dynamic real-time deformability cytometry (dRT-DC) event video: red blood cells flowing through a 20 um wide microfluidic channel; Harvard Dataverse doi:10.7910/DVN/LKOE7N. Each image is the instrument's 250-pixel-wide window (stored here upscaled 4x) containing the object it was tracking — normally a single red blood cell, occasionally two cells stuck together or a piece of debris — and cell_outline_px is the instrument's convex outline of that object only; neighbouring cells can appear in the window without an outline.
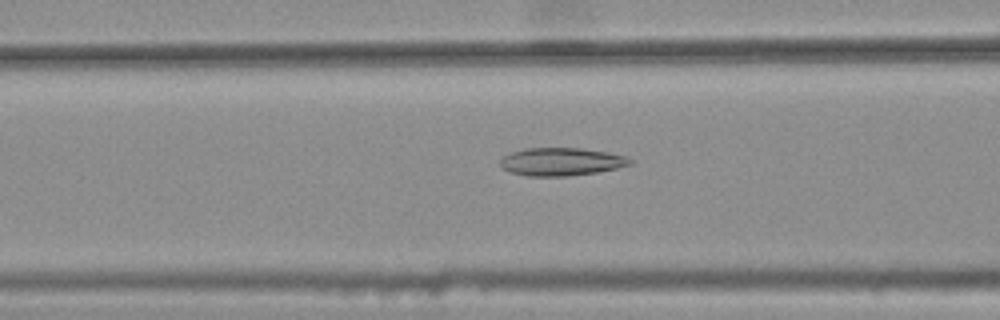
{"species": "common noctule bat (a hibernating species)", "species_latin": "Nyctalus noctula", "temperature_condition": "warm", "stored_images_in_passage": 46, "camera_frame_rate_fps": 3000, "um_per_image_px": 0.085, "animal": {"sex": "female", "body_mass_g": 25.1}, "frame": {"image": 1, "passage_image": 20, "time_ms": 6.333, "image_size_px": [1000, 320], "cell_outline_px": [[632, 164], [616, 168], [596, 172], [568, 176], [528, 176], [512, 172], [500, 168], [500, 160], [504, 156], [512, 152], [524, 148], [580, 148], [608, 152], [624, 156], [632, 160]], "centroid_in_image_um": [47.68, 13.74], "position_along_channel_um": 118.9, "area_um2": 21.04}}
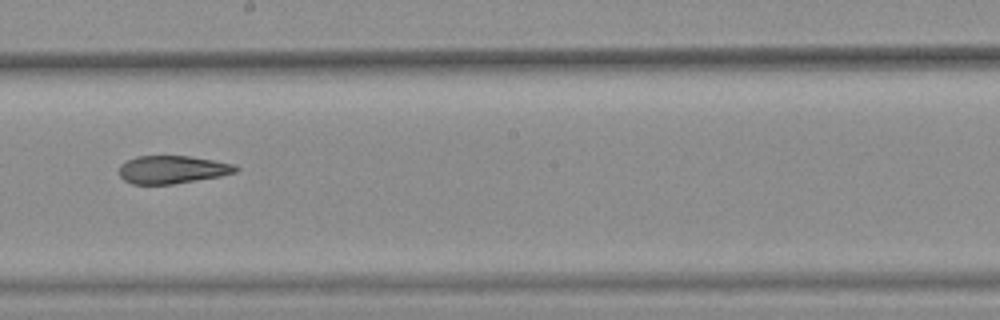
{"frame": {"image": 2, "passage_image": 29, "time_ms": 9.333, "image_size_px": [1000, 320], "cell_outline_px": [[240, 168], [236, 172], [220, 176], [172, 184], [132, 184], [124, 180], [120, 176], [120, 164], [136, 156], [188, 156], [236, 164]], "centroid_in_image_um": [14.65, 14.41], "position_along_channel_um": 233.5, "area_um2": 18.9}}
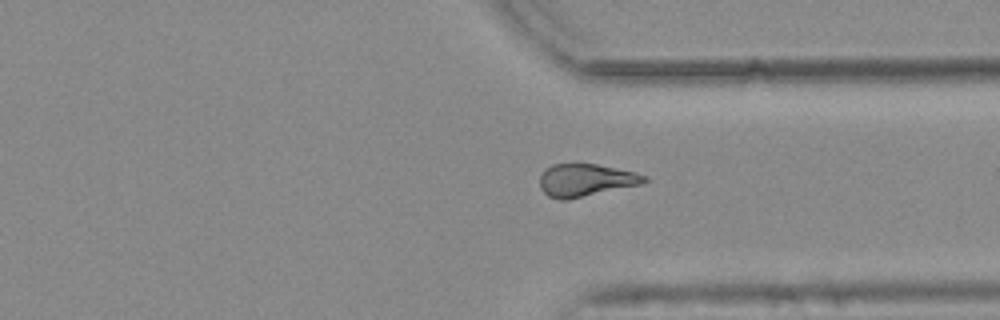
{"frame": {"image": 3, "passage_image": 39, "time_ms": 12.667, "image_size_px": [1000, 320], "cell_outline_px": [[648, 180], [640, 184], [568, 200], [560, 200], [548, 196], [540, 188], [540, 176], [544, 168], [552, 164], [596, 164], [636, 172], [648, 176]], "centroid_in_image_um": [49.76, 15.31], "position_along_channel_um": 361.6, "area_um2": 19.88}, "authors_computed_cell_mechanics": {"area_um2": 20.2011, "velocity_mm_per_s": 3.8301, "shape_relaxation_time_tau1_ms": null, "shape_relaxation_time_tau2_ms": 2.9768, "deformation_change_tau1": null, "deformation_change_tau2": 0.1093}}